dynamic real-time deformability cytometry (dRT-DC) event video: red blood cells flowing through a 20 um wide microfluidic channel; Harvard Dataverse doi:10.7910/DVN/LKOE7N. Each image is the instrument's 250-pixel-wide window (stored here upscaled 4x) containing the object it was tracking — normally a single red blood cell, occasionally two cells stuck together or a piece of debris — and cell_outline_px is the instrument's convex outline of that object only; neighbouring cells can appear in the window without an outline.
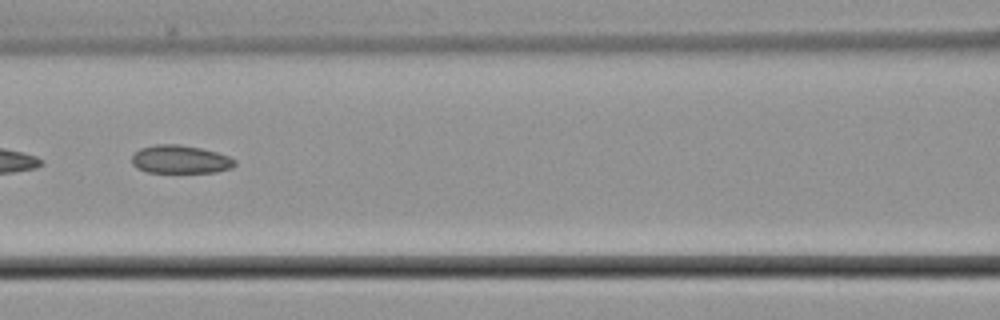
{"species": "common noctule bat (a hibernating species)", "species_latin": "Nyctalus noctula", "temperature_condition": "cold", "stored_images_in_passage": 4, "camera_frame_rate_fps": 3000, "um_per_image_px": 0.085, "animal": {"sex": "male", "body_mass_g": 21.5, "forearm_length_mm": 52.0}, "frame": {"image": 1, "passage_image": 3, "time_ms": 2.333, "image_size_px": [1000, 320], "cell_outline_px": [[236, 164], [232, 168], [216, 172], [148, 172], [136, 168], [132, 164], [132, 156], [140, 148], [156, 144], [180, 144], [200, 148], [216, 152], [228, 156], [236, 160]], "centroid_in_image_um": [15.32, 13.55], "position_along_channel_um": 151.3, "area_um2": 16.94}}
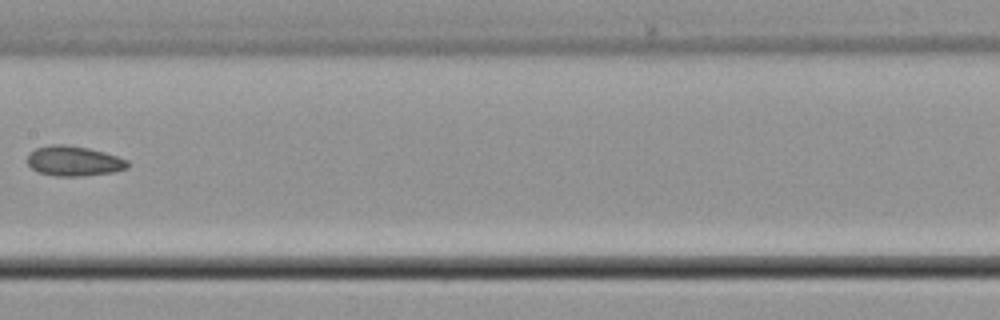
{"frame": {"image": 2, "passage_image": 4, "time_ms": 3.667, "image_size_px": [1000, 320], "cell_outline_px": [[128, 168], [116, 172], [80, 176], [56, 176], [40, 172], [32, 168], [28, 164], [28, 152], [36, 148], [52, 144], [64, 144], [88, 148], [104, 152], [128, 160]], "centroid_in_image_um": [6.28, 13.68], "position_along_channel_um": 201.1, "area_um2": 17.51}}